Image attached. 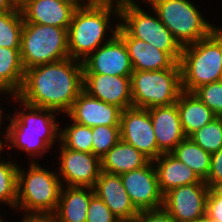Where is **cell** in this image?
Instances as JSON below:
<instances>
[{"mask_svg": "<svg viewBox=\"0 0 222 222\" xmlns=\"http://www.w3.org/2000/svg\"><path fill=\"white\" fill-rule=\"evenodd\" d=\"M61 145L65 148L92 153V128L77 124L69 125L59 134Z\"/></svg>", "mask_w": 222, "mask_h": 222, "instance_id": "83f0119b", "label": "cell"}, {"mask_svg": "<svg viewBox=\"0 0 222 222\" xmlns=\"http://www.w3.org/2000/svg\"><path fill=\"white\" fill-rule=\"evenodd\" d=\"M20 9L24 23L68 29L77 8L60 0H26Z\"/></svg>", "mask_w": 222, "mask_h": 222, "instance_id": "ac0fdd59", "label": "cell"}, {"mask_svg": "<svg viewBox=\"0 0 222 222\" xmlns=\"http://www.w3.org/2000/svg\"><path fill=\"white\" fill-rule=\"evenodd\" d=\"M205 183L209 188H217L222 184V148L211 155V168Z\"/></svg>", "mask_w": 222, "mask_h": 222, "instance_id": "836d02e7", "label": "cell"}, {"mask_svg": "<svg viewBox=\"0 0 222 222\" xmlns=\"http://www.w3.org/2000/svg\"><path fill=\"white\" fill-rule=\"evenodd\" d=\"M20 55L24 70L69 58L67 29L24 23Z\"/></svg>", "mask_w": 222, "mask_h": 222, "instance_id": "8992f818", "label": "cell"}, {"mask_svg": "<svg viewBox=\"0 0 222 222\" xmlns=\"http://www.w3.org/2000/svg\"><path fill=\"white\" fill-rule=\"evenodd\" d=\"M3 140L0 139V152H2V148H4Z\"/></svg>", "mask_w": 222, "mask_h": 222, "instance_id": "7bdbcfd3", "label": "cell"}, {"mask_svg": "<svg viewBox=\"0 0 222 222\" xmlns=\"http://www.w3.org/2000/svg\"><path fill=\"white\" fill-rule=\"evenodd\" d=\"M219 81L222 82V71H221V76H220Z\"/></svg>", "mask_w": 222, "mask_h": 222, "instance_id": "bcb514c9", "label": "cell"}, {"mask_svg": "<svg viewBox=\"0 0 222 222\" xmlns=\"http://www.w3.org/2000/svg\"><path fill=\"white\" fill-rule=\"evenodd\" d=\"M25 172L18 169L17 204L25 213H51L57 209L61 188L60 177L31 160ZM22 208V209H21Z\"/></svg>", "mask_w": 222, "mask_h": 222, "instance_id": "5b68a950", "label": "cell"}, {"mask_svg": "<svg viewBox=\"0 0 222 222\" xmlns=\"http://www.w3.org/2000/svg\"><path fill=\"white\" fill-rule=\"evenodd\" d=\"M94 195V190L90 187L61 188L57 209L54 212L55 222H86L89 202Z\"/></svg>", "mask_w": 222, "mask_h": 222, "instance_id": "7402d4cb", "label": "cell"}, {"mask_svg": "<svg viewBox=\"0 0 222 222\" xmlns=\"http://www.w3.org/2000/svg\"><path fill=\"white\" fill-rule=\"evenodd\" d=\"M206 214L222 222V192L218 188H210L208 191Z\"/></svg>", "mask_w": 222, "mask_h": 222, "instance_id": "e575fe53", "label": "cell"}, {"mask_svg": "<svg viewBox=\"0 0 222 222\" xmlns=\"http://www.w3.org/2000/svg\"><path fill=\"white\" fill-rule=\"evenodd\" d=\"M116 33L126 44L133 71L164 70L176 63L166 52L130 36L120 25Z\"/></svg>", "mask_w": 222, "mask_h": 222, "instance_id": "ffe728a7", "label": "cell"}, {"mask_svg": "<svg viewBox=\"0 0 222 222\" xmlns=\"http://www.w3.org/2000/svg\"><path fill=\"white\" fill-rule=\"evenodd\" d=\"M197 145L209 153L222 148V117H216L189 136Z\"/></svg>", "mask_w": 222, "mask_h": 222, "instance_id": "f1b7e54d", "label": "cell"}, {"mask_svg": "<svg viewBox=\"0 0 222 222\" xmlns=\"http://www.w3.org/2000/svg\"><path fill=\"white\" fill-rule=\"evenodd\" d=\"M181 92L179 63L169 69L133 71L131 74L133 107L149 109L172 105L176 103Z\"/></svg>", "mask_w": 222, "mask_h": 222, "instance_id": "ba28073f", "label": "cell"}, {"mask_svg": "<svg viewBox=\"0 0 222 222\" xmlns=\"http://www.w3.org/2000/svg\"><path fill=\"white\" fill-rule=\"evenodd\" d=\"M111 13L119 16L118 1L91 0L75 10L67 29L70 58L83 61L105 44V33L112 28L109 25Z\"/></svg>", "mask_w": 222, "mask_h": 222, "instance_id": "7a4b0ae2", "label": "cell"}, {"mask_svg": "<svg viewBox=\"0 0 222 222\" xmlns=\"http://www.w3.org/2000/svg\"><path fill=\"white\" fill-rule=\"evenodd\" d=\"M112 28V35L105 44L83 60V74L131 76L133 73L129 53L123 39Z\"/></svg>", "mask_w": 222, "mask_h": 222, "instance_id": "30bf717a", "label": "cell"}, {"mask_svg": "<svg viewBox=\"0 0 222 222\" xmlns=\"http://www.w3.org/2000/svg\"><path fill=\"white\" fill-rule=\"evenodd\" d=\"M0 92L2 93V92H7L8 94H10V95H12L8 90H6V89H4V88H1L0 87ZM2 112V113H1ZM2 115H3V110H1V106H0V124H1V118H2Z\"/></svg>", "mask_w": 222, "mask_h": 222, "instance_id": "60d3db41", "label": "cell"}, {"mask_svg": "<svg viewBox=\"0 0 222 222\" xmlns=\"http://www.w3.org/2000/svg\"><path fill=\"white\" fill-rule=\"evenodd\" d=\"M12 1L17 7H20L26 0H12Z\"/></svg>", "mask_w": 222, "mask_h": 222, "instance_id": "b9f144b4", "label": "cell"}, {"mask_svg": "<svg viewBox=\"0 0 222 222\" xmlns=\"http://www.w3.org/2000/svg\"><path fill=\"white\" fill-rule=\"evenodd\" d=\"M18 169L15 163L0 161V202L16 208Z\"/></svg>", "mask_w": 222, "mask_h": 222, "instance_id": "f546056e", "label": "cell"}, {"mask_svg": "<svg viewBox=\"0 0 222 222\" xmlns=\"http://www.w3.org/2000/svg\"><path fill=\"white\" fill-rule=\"evenodd\" d=\"M18 8L12 0H0V12L16 11Z\"/></svg>", "mask_w": 222, "mask_h": 222, "instance_id": "74e56055", "label": "cell"}, {"mask_svg": "<svg viewBox=\"0 0 222 222\" xmlns=\"http://www.w3.org/2000/svg\"><path fill=\"white\" fill-rule=\"evenodd\" d=\"M83 91L88 95L119 107H133L131 76L83 74Z\"/></svg>", "mask_w": 222, "mask_h": 222, "instance_id": "9a60e30c", "label": "cell"}, {"mask_svg": "<svg viewBox=\"0 0 222 222\" xmlns=\"http://www.w3.org/2000/svg\"><path fill=\"white\" fill-rule=\"evenodd\" d=\"M193 93L213 111L216 117H222V82L203 85Z\"/></svg>", "mask_w": 222, "mask_h": 222, "instance_id": "1f68e13d", "label": "cell"}, {"mask_svg": "<svg viewBox=\"0 0 222 222\" xmlns=\"http://www.w3.org/2000/svg\"><path fill=\"white\" fill-rule=\"evenodd\" d=\"M125 190L138 211L159 209L163 194L159 189L153 161L146 166L120 175Z\"/></svg>", "mask_w": 222, "mask_h": 222, "instance_id": "4fadbf2b", "label": "cell"}, {"mask_svg": "<svg viewBox=\"0 0 222 222\" xmlns=\"http://www.w3.org/2000/svg\"><path fill=\"white\" fill-rule=\"evenodd\" d=\"M159 189L164 195L173 188L200 183L202 180L172 153H162L154 161Z\"/></svg>", "mask_w": 222, "mask_h": 222, "instance_id": "44dd1931", "label": "cell"}, {"mask_svg": "<svg viewBox=\"0 0 222 222\" xmlns=\"http://www.w3.org/2000/svg\"><path fill=\"white\" fill-rule=\"evenodd\" d=\"M222 192V184L217 187Z\"/></svg>", "mask_w": 222, "mask_h": 222, "instance_id": "f6af8a7d", "label": "cell"}, {"mask_svg": "<svg viewBox=\"0 0 222 222\" xmlns=\"http://www.w3.org/2000/svg\"><path fill=\"white\" fill-rule=\"evenodd\" d=\"M209 189L203 180L173 188L163 195L162 207L177 222H198L206 214Z\"/></svg>", "mask_w": 222, "mask_h": 222, "instance_id": "8fae6325", "label": "cell"}, {"mask_svg": "<svg viewBox=\"0 0 222 222\" xmlns=\"http://www.w3.org/2000/svg\"><path fill=\"white\" fill-rule=\"evenodd\" d=\"M171 153L189 166L201 180L207 179L212 154L197 145L190 137H185Z\"/></svg>", "mask_w": 222, "mask_h": 222, "instance_id": "484cf974", "label": "cell"}, {"mask_svg": "<svg viewBox=\"0 0 222 222\" xmlns=\"http://www.w3.org/2000/svg\"><path fill=\"white\" fill-rule=\"evenodd\" d=\"M23 24L20 7L16 11L0 12V47L20 49Z\"/></svg>", "mask_w": 222, "mask_h": 222, "instance_id": "4316f807", "label": "cell"}, {"mask_svg": "<svg viewBox=\"0 0 222 222\" xmlns=\"http://www.w3.org/2000/svg\"><path fill=\"white\" fill-rule=\"evenodd\" d=\"M59 172L67 186L93 188L101 173V159L92 153L60 147Z\"/></svg>", "mask_w": 222, "mask_h": 222, "instance_id": "5bb4252c", "label": "cell"}, {"mask_svg": "<svg viewBox=\"0 0 222 222\" xmlns=\"http://www.w3.org/2000/svg\"><path fill=\"white\" fill-rule=\"evenodd\" d=\"M25 70L20 49L0 47V87L8 90L12 97L22 88Z\"/></svg>", "mask_w": 222, "mask_h": 222, "instance_id": "d4e9b609", "label": "cell"}, {"mask_svg": "<svg viewBox=\"0 0 222 222\" xmlns=\"http://www.w3.org/2000/svg\"><path fill=\"white\" fill-rule=\"evenodd\" d=\"M99 1H113V0H99ZM114 1L121 2V1H126V0H114Z\"/></svg>", "mask_w": 222, "mask_h": 222, "instance_id": "ee69618b", "label": "cell"}, {"mask_svg": "<svg viewBox=\"0 0 222 222\" xmlns=\"http://www.w3.org/2000/svg\"><path fill=\"white\" fill-rule=\"evenodd\" d=\"M120 139V126L93 127L92 154L101 159Z\"/></svg>", "mask_w": 222, "mask_h": 222, "instance_id": "4dcf8cb0", "label": "cell"}, {"mask_svg": "<svg viewBox=\"0 0 222 222\" xmlns=\"http://www.w3.org/2000/svg\"><path fill=\"white\" fill-rule=\"evenodd\" d=\"M28 111L16 112L12 115L10 125L6 127L5 141L13 147L25 150L30 156L44 155L51 148L54 139L59 137L58 124L51 109H43L22 104ZM44 113V114H43ZM43 153V154H42Z\"/></svg>", "mask_w": 222, "mask_h": 222, "instance_id": "3957f363", "label": "cell"}, {"mask_svg": "<svg viewBox=\"0 0 222 222\" xmlns=\"http://www.w3.org/2000/svg\"><path fill=\"white\" fill-rule=\"evenodd\" d=\"M86 222H120L110 208L96 195L89 202Z\"/></svg>", "mask_w": 222, "mask_h": 222, "instance_id": "d6a6232c", "label": "cell"}, {"mask_svg": "<svg viewBox=\"0 0 222 222\" xmlns=\"http://www.w3.org/2000/svg\"><path fill=\"white\" fill-rule=\"evenodd\" d=\"M120 134L121 140L132 145L150 161H154L162 154L157 146L148 109H124L120 116Z\"/></svg>", "mask_w": 222, "mask_h": 222, "instance_id": "7c38bea8", "label": "cell"}, {"mask_svg": "<svg viewBox=\"0 0 222 222\" xmlns=\"http://www.w3.org/2000/svg\"><path fill=\"white\" fill-rule=\"evenodd\" d=\"M182 91L197 88L220 79L222 71V31L216 28L209 36L182 47L179 61Z\"/></svg>", "mask_w": 222, "mask_h": 222, "instance_id": "277c9868", "label": "cell"}, {"mask_svg": "<svg viewBox=\"0 0 222 222\" xmlns=\"http://www.w3.org/2000/svg\"><path fill=\"white\" fill-rule=\"evenodd\" d=\"M121 112L122 110L119 107L94 98L82 91L66 114L71 121L93 128L100 125L120 126Z\"/></svg>", "mask_w": 222, "mask_h": 222, "instance_id": "2e32d148", "label": "cell"}, {"mask_svg": "<svg viewBox=\"0 0 222 222\" xmlns=\"http://www.w3.org/2000/svg\"><path fill=\"white\" fill-rule=\"evenodd\" d=\"M148 111L158 149L162 153H171L186 137L181 126L177 104L156 106L149 108Z\"/></svg>", "mask_w": 222, "mask_h": 222, "instance_id": "d6986e66", "label": "cell"}, {"mask_svg": "<svg viewBox=\"0 0 222 222\" xmlns=\"http://www.w3.org/2000/svg\"><path fill=\"white\" fill-rule=\"evenodd\" d=\"M150 160L132 145L119 140L102 158L101 170L121 175L146 166Z\"/></svg>", "mask_w": 222, "mask_h": 222, "instance_id": "603a6c76", "label": "cell"}, {"mask_svg": "<svg viewBox=\"0 0 222 222\" xmlns=\"http://www.w3.org/2000/svg\"><path fill=\"white\" fill-rule=\"evenodd\" d=\"M93 190L120 222H133L138 215L139 211L128 196L120 175L101 171Z\"/></svg>", "mask_w": 222, "mask_h": 222, "instance_id": "e0dca14e", "label": "cell"}, {"mask_svg": "<svg viewBox=\"0 0 222 222\" xmlns=\"http://www.w3.org/2000/svg\"><path fill=\"white\" fill-rule=\"evenodd\" d=\"M170 30L181 47L209 36L217 27L205 21L189 0H144Z\"/></svg>", "mask_w": 222, "mask_h": 222, "instance_id": "52a82bcc", "label": "cell"}, {"mask_svg": "<svg viewBox=\"0 0 222 222\" xmlns=\"http://www.w3.org/2000/svg\"><path fill=\"white\" fill-rule=\"evenodd\" d=\"M133 222H177L163 207L139 211Z\"/></svg>", "mask_w": 222, "mask_h": 222, "instance_id": "d590c367", "label": "cell"}, {"mask_svg": "<svg viewBox=\"0 0 222 222\" xmlns=\"http://www.w3.org/2000/svg\"><path fill=\"white\" fill-rule=\"evenodd\" d=\"M119 17L123 23L118 24L130 36L150 43L179 63L182 47L158 16H150L134 0H126L119 2Z\"/></svg>", "mask_w": 222, "mask_h": 222, "instance_id": "9c48e42d", "label": "cell"}, {"mask_svg": "<svg viewBox=\"0 0 222 222\" xmlns=\"http://www.w3.org/2000/svg\"><path fill=\"white\" fill-rule=\"evenodd\" d=\"M186 137L211 122L216 116L194 93L182 91L176 101Z\"/></svg>", "mask_w": 222, "mask_h": 222, "instance_id": "cb8c5ba5", "label": "cell"}, {"mask_svg": "<svg viewBox=\"0 0 222 222\" xmlns=\"http://www.w3.org/2000/svg\"><path fill=\"white\" fill-rule=\"evenodd\" d=\"M21 222H55L54 214L51 213H28Z\"/></svg>", "mask_w": 222, "mask_h": 222, "instance_id": "8d00e7d4", "label": "cell"}, {"mask_svg": "<svg viewBox=\"0 0 222 222\" xmlns=\"http://www.w3.org/2000/svg\"><path fill=\"white\" fill-rule=\"evenodd\" d=\"M75 62V63H74ZM83 91V61L67 58L25 70L21 104L67 113Z\"/></svg>", "mask_w": 222, "mask_h": 222, "instance_id": "6da1fadb", "label": "cell"}, {"mask_svg": "<svg viewBox=\"0 0 222 222\" xmlns=\"http://www.w3.org/2000/svg\"><path fill=\"white\" fill-rule=\"evenodd\" d=\"M198 222H220V221L212 219L207 214H205Z\"/></svg>", "mask_w": 222, "mask_h": 222, "instance_id": "ab89813d", "label": "cell"}, {"mask_svg": "<svg viewBox=\"0 0 222 222\" xmlns=\"http://www.w3.org/2000/svg\"><path fill=\"white\" fill-rule=\"evenodd\" d=\"M62 2H65V3H68V4H72L74 5L76 8H80L82 6H85L87 5L91 0H87L85 4H82L83 3V0H60ZM82 2V3H81Z\"/></svg>", "mask_w": 222, "mask_h": 222, "instance_id": "f35d334b", "label": "cell"}]
</instances>
